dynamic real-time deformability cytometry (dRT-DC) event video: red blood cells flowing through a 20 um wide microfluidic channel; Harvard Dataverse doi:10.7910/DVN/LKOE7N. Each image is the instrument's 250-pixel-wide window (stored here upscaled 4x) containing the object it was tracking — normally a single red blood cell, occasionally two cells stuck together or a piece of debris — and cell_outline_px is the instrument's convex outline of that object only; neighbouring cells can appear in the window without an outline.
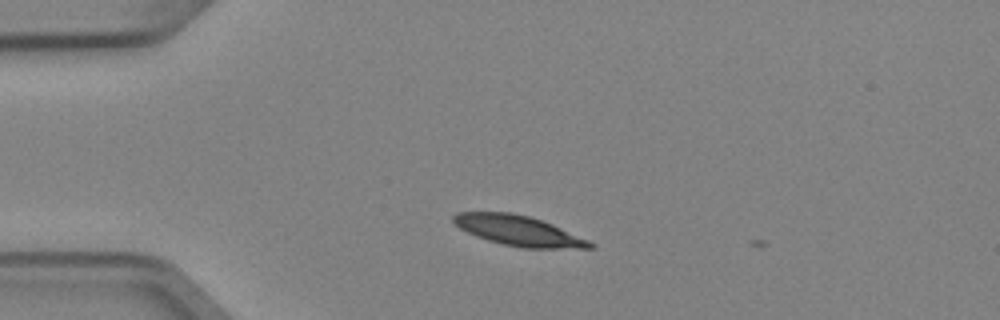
{"species": "Egyptian fruit bat (a non-hibernating species)", "species_latin": "Rousettus aegyptiacus", "temperature_condition": "cold", "stored_images_in_passage": 5, "camera_frame_rate_fps": 3000, "um_per_image_px": 0.085, "animal": {"sex": "female"}, "frame": {"image": 1, "passage_image": 3, "time_ms": 0.667, "image_size_px": [1000, 320], "cell_outline_px": [[596, 248], [524, 248], [504, 244], [488, 240], [476, 236], [460, 228], [452, 220], [452, 216], [456, 212], [512, 212], [528, 216], [552, 224], [588, 240], [596, 244]], "centroid_in_image_um": [44.07, 19.6], "position_along_channel_um": 40.9, "area_um2": 23.76}}